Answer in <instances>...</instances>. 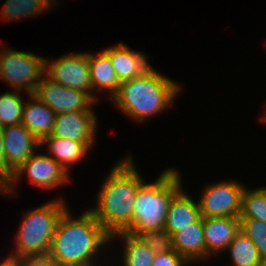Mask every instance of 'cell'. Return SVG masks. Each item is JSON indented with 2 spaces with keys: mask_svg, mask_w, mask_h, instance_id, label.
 Wrapping results in <instances>:
<instances>
[{
  "mask_svg": "<svg viewBox=\"0 0 266 266\" xmlns=\"http://www.w3.org/2000/svg\"><path fill=\"white\" fill-rule=\"evenodd\" d=\"M19 266H60L49 254L16 258Z\"/></svg>",
  "mask_w": 266,
  "mask_h": 266,
  "instance_id": "obj_28",
  "label": "cell"
},
{
  "mask_svg": "<svg viewBox=\"0 0 266 266\" xmlns=\"http://www.w3.org/2000/svg\"><path fill=\"white\" fill-rule=\"evenodd\" d=\"M240 230L257 247L262 261H266V223L256 219H240Z\"/></svg>",
  "mask_w": 266,
  "mask_h": 266,
  "instance_id": "obj_26",
  "label": "cell"
},
{
  "mask_svg": "<svg viewBox=\"0 0 266 266\" xmlns=\"http://www.w3.org/2000/svg\"><path fill=\"white\" fill-rule=\"evenodd\" d=\"M28 96L30 100L24 104L21 124L41 142L52 134L56 114L33 94Z\"/></svg>",
  "mask_w": 266,
  "mask_h": 266,
  "instance_id": "obj_16",
  "label": "cell"
},
{
  "mask_svg": "<svg viewBox=\"0 0 266 266\" xmlns=\"http://www.w3.org/2000/svg\"><path fill=\"white\" fill-rule=\"evenodd\" d=\"M65 203L62 197H58L27 211L15 236V250L8 256L20 258L48 254L59 218L68 208Z\"/></svg>",
  "mask_w": 266,
  "mask_h": 266,
  "instance_id": "obj_5",
  "label": "cell"
},
{
  "mask_svg": "<svg viewBox=\"0 0 266 266\" xmlns=\"http://www.w3.org/2000/svg\"><path fill=\"white\" fill-rule=\"evenodd\" d=\"M118 238L124 243L122 252L124 266H152L156 253L147 245L127 232L115 233L111 236L110 242Z\"/></svg>",
  "mask_w": 266,
  "mask_h": 266,
  "instance_id": "obj_20",
  "label": "cell"
},
{
  "mask_svg": "<svg viewBox=\"0 0 266 266\" xmlns=\"http://www.w3.org/2000/svg\"><path fill=\"white\" fill-rule=\"evenodd\" d=\"M239 218L256 219L266 223V187L244 189Z\"/></svg>",
  "mask_w": 266,
  "mask_h": 266,
  "instance_id": "obj_23",
  "label": "cell"
},
{
  "mask_svg": "<svg viewBox=\"0 0 266 266\" xmlns=\"http://www.w3.org/2000/svg\"><path fill=\"white\" fill-rule=\"evenodd\" d=\"M25 173L32 185L51 190L65 185L70 181L69 173L49 155L34 153L16 172L11 181L0 191V194H16L17 181L20 182ZM21 177V178H20ZM15 186V187H14Z\"/></svg>",
  "mask_w": 266,
  "mask_h": 266,
  "instance_id": "obj_7",
  "label": "cell"
},
{
  "mask_svg": "<svg viewBox=\"0 0 266 266\" xmlns=\"http://www.w3.org/2000/svg\"><path fill=\"white\" fill-rule=\"evenodd\" d=\"M13 173L6 167L4 151H3V136L0 129V191H2L11 181Z\"/></svg>",
  "mask_w": 266,
  "mask_h": 266,
  "instance_id": "obj_29",
  "label": "cell"
},
{
  "mask_svg": "<svg viewBox=\"0 0 266 266\" xmlns=\"http://www.w3.org/2000/svg\"><path fill=\"white\" fill-rule=\"evenodd\" d=\"M203 225L206 260H208L212 255L226 251L235 234L240 230V218L205 217Z\"/></svg>",
  "mask_w": 266,
  "mask_h": 266,
  "instance_id": "obj_14",
  "label": "cell"
},
{
  "mask_svg": "<svg viewBox=\"0 0 266 266\" xmlns=\"http://www.w3.org/2000/svg\"><path fill=\"white\" fill-rule=\"evenodd\" d=\"M47 146L49 157L58 162L68 173L69 167L77 164L88 155L94 142H78L70 139L48 136L40 142V147ZM52 155V156H51Z\"/></svg>",
  "mask_w": 266,
  "mask_h": 266,
  "instance_id": "obj_17",
  "label": "cell"
},
{
  "mask_svg": "<svg viewBox=\"0 0 266 266\" xmlns=\"http://www.w3.org/2000/svg\"><path fill=\"white\" fill-rule=\"evenodd\" d=\"M182 89L177 82L151 68L140 77L121 82L111 101L125 115L143 122L166 110Z\"/></svg>",
  "mask_w": 266,
  "mask_h": 266,
  "instance_id": "obj_3",
  "label": "cell"
},
{
  "mask_svg": "<svg viewBox=\"0 0 266 266\" xmlns=\"http://www.w3.org/2000/svg\"><path fill=\"white\" fill-rule=\"evenodd\" d=\"M258 266H266V261H262Z\"/></svg>",
  "mask_w": 266,
  "mask_h": 266,
  "instance_id": "obj_32",
  "label": "cell"
},
{
  "mask_svg": "<svg viewBox=\"0 0 266 266\" xmlns=\"http://www.w3.org/2000/svg\"><path fill=\"white\" fill-rule=\"evenodd\" d=\"M45 75L65 87L84 91L96 102L98 100L92 91L88 52L66 53L51 62L45 57Z\"/></svg>",
  "mask_w": 266,
  "mask_h": 266,
  "instance_id": "obj_9",
  "label": "cell"
},
{
  "mask_svg": "<svg viewBox=\"0 0 266 266\" xmlns=\"http://www.w3.org/2000/svg\"><path fill=\"white\" fill-rule=\"evenodd\" d=\"M34 96L47 104L55 114L66 112H94L92 110L97 102L84 91L65 87L43 76L35 89Z\"/></svg>",
  "mask_w": 266,
  "mask_h": 266,
  "instance_id": "obj_10",
  "label": "cell"
},
{
  "mask_svg": "<svg viewBox=\"0 0 266 266\" xmlns=\"http://www.w3.org/2000/svg\"><path fill=\"white\" fill-rule=\"evenodd\" d=\"M200 217L198 202H195L187 192L181 189L170 201L164 230L173 235Z\"/></svg>",
  "mask_w": 266,
  "mask_h": 266,
  "instance_id": "obj_18",
  "label": "cell"
},
{
  "mask_svg": "<svg viewBox=\"0 0 266 266\" xmlns=\"http://www.w3.org/2000/svg\"><path fill=\"white\" fill-rule=\"evenodd\" d=\"M71 215L66 209L59 218L48 254L60 266H96L94 256L111 236L90 210L77 218Z\"/></svg>",
  "mask_w": 266,
  "mask_h": 266,
  "instance_id": "obj_2",
  "label": "cell"
},
{
  "mask_svg": "<svg viewBox=\"0 0 266 266\" xmlns=\"http://www.w3.org/2000/svg\"><path fill=\"white\" fill-rule=\"evenodd\" d=\"M0 129L6 167L14 174L37 149L40 150V141L21 123Z\"/></svg>",
  "mask_w": 266,
  "mask_h": 266,
  "instance_id": "obj_11",
  "label": "cell"
},
{
  "mask_svg": "<svg viewBox=\"0 0 266 266\" xmlns=\"http://www.w3.org/2000/svg\"><path fill=\"white\" fill-rule=\"evenodd\" d=\"M103 50L109 55L120 83L140 77L152 68L145 53L130 49L124 43L120 42Z\"/></svg>",
  "mask_w": 266,
  "mask_h": 266,
  "instance_id": "obj_13",
  "label": "cell"
},
{
  "mask_svg": "<svg viewBox=\"0 0 266 266\" xmlns=\"http://www.w3.org/2000/svg\"><path fill=\"white\" fill-rule=\"evenodd\" d=\"M0 266H19L17 259L11 256H7L0 262Z\"/></svg>",
  "mask_w": 266,
  "mask_h": 266,
  "instance_id": "obj_30",
  "label": "cell"
},
{
  "mask_svg": "<svg viewBox=\"0 0 266 266\" xmlns=\"http://www.w3.org/2000/svg\"><path fill=\"white\" fill-rule=\"evenodd\" d=\"M245 188L242 183L231 179L208 184L198 200L201 216L239 218Z\"/></svg>",
  "mask_w": 266,
  "mask_h": 266,
  "instance_id": "obj_8",
  "label": "cell"
},
{
  "mask_svg": "<svg viewBox=\"0 0 266 266\" xmlns=\"http://www.w3.org/2000/svg\"><path fill=\"white\" fill-rule=\"evenodd\" d=\"M189 263L175 250L156 253L152 266H187Z\"/></svg>",
  "mask_w": 266,
  "mask_h": 266,
  "instance_id": "obj_27",
  "label": "cell"
},
{
  "mask_svg": "<svg viewBox=\"0 0 266 266\" xmlns=\"http://www.w3.org/2000/svg\"><path fill=\"white\" fill-rule=\"evenodd\" d=\"M45 75V58L31 52L10 49L0 50V80L14 91L25 90L33 94Z\"/></svg>",
  "mask_w": 266,
  "mask_h": 266,
  "instance_id": "obj_6",
  "label": "cell"
},
{
  "mask_svg": "<svg viewBox=\"0 0 266 266\" xmlns=\"http://www.w3.org/2000/svg\"><path fill=\"white\" fill-rule=\"evenodd\" d=\"M265 113H264V115L263 116H261V121H265V123H266V110L264 111Z\"/></svg>",
  "mask_w": 266,
  "mask_h": 266,
  "instance_id": "obj_31",
  "label": "cell"
},
{
  "mask_svg": "<svg viewBox=\"0 0 266 266\" xmlns=\"http://www.w3.org/2000/svg\"><path fill=\"white\" fill-rule=\"evenodd\" d=\"M148 246L154 253H166L173 250L172 235L166 230H152L144 232H127Z\"/></svg>",
  "mask_w": 266,
  "mask_h": 266,
  "instance_id": "obj_25",
  "label": "cell"
},
{
  "mask_svg": "<svg viewBox=\"0 0 266 266\" xmlns=\"http://www.w3.org/2000/svg\"><path fill=\"white\" fill-rule=\"evenodd\" d=\"M173 250L180 254L190 265L206 260L203 217L189 226L181 228L172 235Z\"/></svg>",
  "mask_w": 266,
  "mask_h": 266,
  "instance_id": "obj_15",
  "label": "cell"
},
{
  "mask_svg": "<svg viewBox=\"0 0 266 266\" xmlns=\"http://www.w3.org/2000/svg\"><path fill=\"white\" fill-rule=\"evenodd\" d=\"M88 63L93 94L106 90L110 93L111 99L118 92L121 83L116 76L109 55L104 50L98 55L88 52Z\"/></svg>",
  "mask_w": 266,
  "mask_h": 266,
  "instance_id": "obj_19",
  "label": "cell"
},
{
  "mask_svg": "<svg viewBox=\"0 0 266 266\" xmlns=\"http://www.w3.org/2000/svg\"><path fill=\"white\" fill-rule=\"evenodd\" d=\"M18 90L0 95V128L20 124L25 101Z\"/></svg>",
  "mask_w": 266,
  "mask_h": 266,
  "instance_id": "obj_24",
  "label": "cell"
},
{
  "mask_svg": "<svg viewBox=\"0 0 266 266\" xmlns=\"http://www.w3.org/2000/svg\"><path fill=\"white\" fill-rule=\"evenodd\" d=\"M180 173L174 168L162 171L151 183H144L134 202L132 226L126 232L162 230L172 198L182 189Z\"/></svg>",
  "mask_w": 266,
  "mask_h": 266,
  "instance_id": "obj_4",
  "label": "cell"
},
{
  "mask_svg": "<svg viewBox=\"0 0 266 266\" xmlns=\"http://www.w3.org/2000/svg\"><path fill=\"white\" fill-rule=\"evenodd\" d=\"M226 250L232 266H258L262 262L257 247L241 230L235 234Z\"/></svg>",
  "mask_w": 266,
  "mask_h": 266,
  "instance_id": "obj_22",
  "label": "cell"
},
{
  "mask_svg": "<svg viewBox=\"0 0 266 266\" xmlns=\"http://www.w3.org/2000/svg\"><path fill=\"white\" fill-rule=\"evenodd\" d=\"M57 0H6L0 12V18L6 21L20 20L22 17H31L38 13L54 8Z\"/></svg>",
  "mask_w": 266,
  "mask_h": 266,
  "instance_id": "obj_21",
  "label": "cell"
},
{
  "mask_svg": "<svg viewBox=\"0 0 266 266\" xmlns=\"http://www.w3.org/2000/svg\"><path fill=\"white\" fill-rule=\"evenodd\" d=\"M95 112H66L55 116L52 137L78 142H95L97 130Z\"/></svg>",
  "mask_w": 266,
  "mask_h": 266,
  "instance_id": "obj_12",
  "label": "cell"
},
{
  "mask_svg": "<svg viewBox=\"0 0 266 266\" xmlns=\"http://www.w3.org/2000/svg\"><path fill=\"white\" fill-rule=\"evenodd\" d=\"M125 158L111 168L96 196V207L89 208L110 236L126 232L132 226L136 195L145 183L132 155Z\"/></svg>",
  "mask_w": 266,
  "mask_h": 266,
  "instance_id": "obj_1",
  "label": "cell"
}]
</instances>
